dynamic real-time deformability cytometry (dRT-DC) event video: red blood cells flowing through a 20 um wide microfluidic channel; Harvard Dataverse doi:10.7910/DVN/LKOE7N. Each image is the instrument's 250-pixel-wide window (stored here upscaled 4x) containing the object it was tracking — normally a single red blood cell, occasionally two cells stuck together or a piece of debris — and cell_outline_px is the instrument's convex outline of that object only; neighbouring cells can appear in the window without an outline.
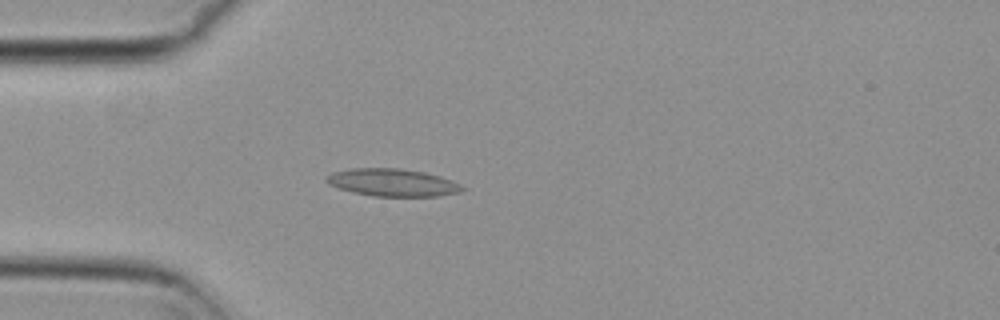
{"species": "common noctule bat (a hibernating species)", "species_latin": "Nyctalus noctula", "temperature_condition": "cold", "stored_images_in_passage": 56, "camera_frame_rate_fps": 3000, "um_per_image_px": 0.085, "animal": {"sex": "female", "body_mass_g": 29.2, "forearm_length_mm": 56.3}, "frame": {"image": 1, "passage_image": 16, "time_ms": 5.0, "image_size_px": [1000, 320], "cell_outline_px": [[468, 188], [460, 192], [436, 196], [372, 196], [352, 192], [328, 184], [324, 180], [324, 176], [332, 172], [352, 168], [400, 168], [424, 172], [440, 176], [452, 180]], "centroid_in_image_um": [33.35, 15.51], "position_along_channel_um": 51.6, "area_um2": 21.96}}
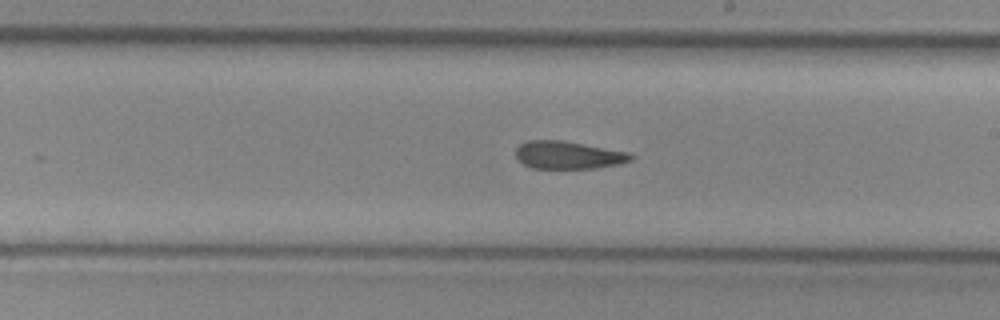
{"frame": {"image": 2, "passage_image": 32, "time_ms": 10.333, "image_size_px": [1000, 320], "cell_outline_px": [[636, 156], [632, 160], [620, 164], [596, 168], [532, 168], [524, 164], [516, 156], [516, 148], [520, 144], [528, 140], [560, 140], [632, 152]], "centroid_in_image_um": [48.37, 13.18], "position_along_channel_um": 240.6, "area_um2": 18.73}}
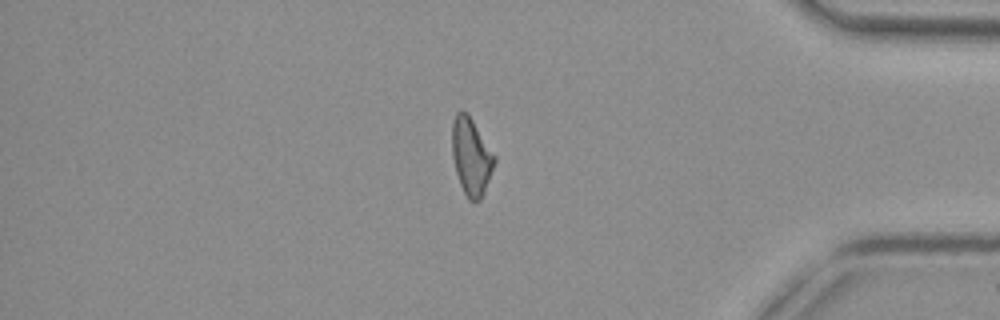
{"frame": {"image": 3, "passage_image": 47, "time_ms": 15.333, "image_size_px": [1000, 320], "cell_outline_px": [[496, 160], [484, 192], [480, 200], [468, 200], [460, 184], [456, 172], [452, 156], [452, 120], [456, 112], [460, 108], [468, 112], [496, 156]], "centroid_in_image_um": [40.04, 13.24], "position_along_channel_um": 395.2, "area_um2": 19.25}, "authors_computed_cell_mechanics": {"area_um2": 19.652, "velocity_mm_per_s": 3.7308, "shape_relaxation_time_tau1_ms": null, "shape_relaxation_time_tau2_ms": 4.3987, "deformation_change_tau1": null, "deformation_change_tau2": 0.1346}}